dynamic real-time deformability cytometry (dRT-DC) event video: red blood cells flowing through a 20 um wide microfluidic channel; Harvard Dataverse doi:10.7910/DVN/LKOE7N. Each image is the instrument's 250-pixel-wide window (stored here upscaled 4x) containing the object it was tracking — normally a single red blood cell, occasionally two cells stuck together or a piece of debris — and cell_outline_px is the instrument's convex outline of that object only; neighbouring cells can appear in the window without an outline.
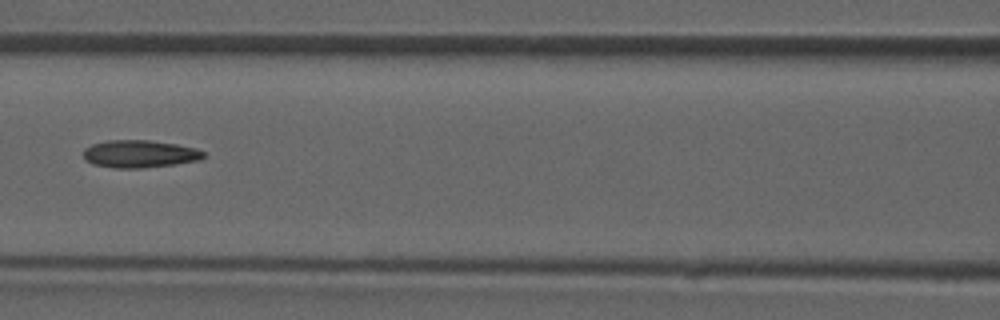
{"species": "common noctule bat (a hibernating species)", "species_latin": "Nyctalus noctula", "temperature_condition": "room temperature", "stored_images_in_passage": 39, "camera_frame_rate_fps": 3000, "um_per_image_px": 0.085, "animal": {"sex": "male", "forearm_length_mm": 52.5}, "frame": {"image": 1, "passage_image": 12, "time_ms": 3.667, "image_size_px": [1000, 320], "cell_outline_px": [[204, 156], [200, 160], [176, 164], [144, 168], [116, 168], [92, 164], [84, 160], [84, 148], [92, 144], [108, 140], [148, 140], [176, 144], [196, 148], [204, 152]], "centroid_in_image_um": [11.86, 13.08], "position_along_channel_um": 154.7, "area_um2": 19.36}}